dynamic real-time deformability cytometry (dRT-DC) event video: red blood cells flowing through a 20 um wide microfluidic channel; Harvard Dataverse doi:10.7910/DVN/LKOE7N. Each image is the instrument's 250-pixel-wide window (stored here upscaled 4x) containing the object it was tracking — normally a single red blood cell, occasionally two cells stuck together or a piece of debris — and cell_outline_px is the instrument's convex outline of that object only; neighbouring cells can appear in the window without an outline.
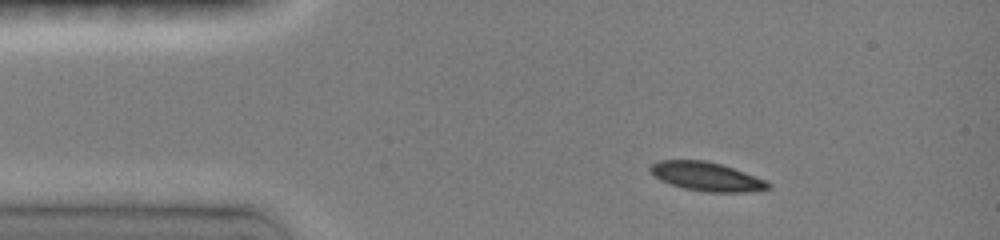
{"species": "common noctule bat (a hibernating species)", "species_latin": "Nyctalus noctula", "temperature_condition": "room temperature", "stored_images_in_passage": 32, "camera_frame_rate_fps": 3000, "um_per_image_px": 0.085, "animal": {"sex": "female", "body_mass_g": 19.0, "forearm_length_mm": 51.5}, "frame": {"image": 1, "passage_image": 1, "time_ms": 0.0, "image_size_px": [1000, 240], "cell_outline_px": [[772, 188], [748, 192], [708, 192], [684, 188], [660, 180], [648, 168], [652, 164], [660, 160], [704, 160], [720, 164], [768, 180], [772, 184]], "centroid_in_image_um": [60.11, 15.01], "position_along_channel_um": 24.9, "area_um2": 19.71}}
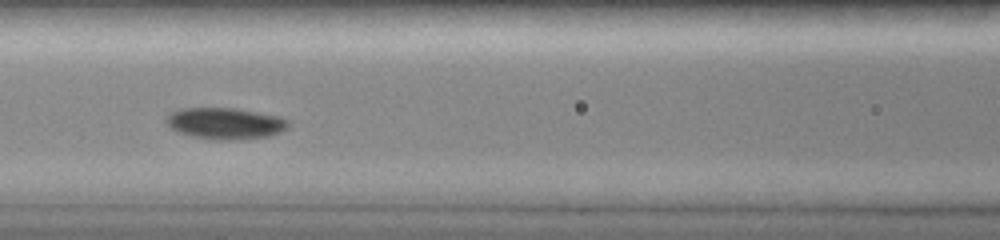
{"frame": {"image": 2, "passage_image": 14, "time_ms": 1671.0, "image_size_px": [1000, 240], "cell_outline_px": [[288, 128], [280, 132], [268, 136], [232, 140], [212, 140], [188, 136], [176, 132], [168, 124], [168, 116], [172, 112], [180, 108], [236, 108], [280, 116], [288, 120]], "centroid_in_image_um": [19.15, 10.49], "position_along_channel_um": 147.4, "area_um2": 22.43}}
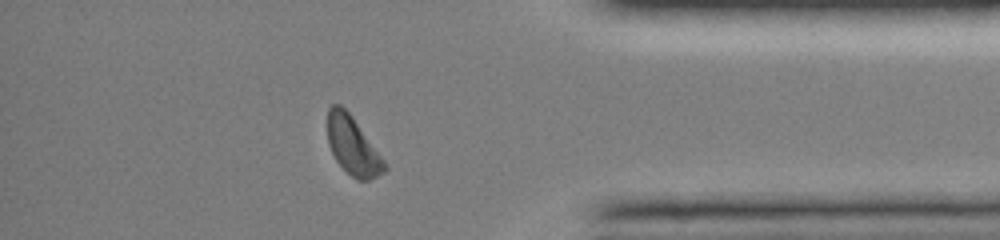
{"frame": {"image": 3, "passage_image": 30, "time_ms": 1677.667, "image_size_px": [1000, 240], "cell_outline_px": [[388, 168], [384, 172], [368, 180], [360, 180], [352, 176], [336, 160], [328, 144], [328, 108], [332, 104], [340, 104], [352, 116], [384, 160]], "centroid_in_image_um": [29.98, 12.38], "position_along_channel_um": 405.2, "area_um2": 18.9}, "authors_computed_cell_mechanics": {"area_um2": 21.2993, "velocity_mm_per_s": 4.0551, "shape_relaxation_time_tau1_ms": 2.4507, "shape_relaxation_time_tau2_ms": null, "deformation_change_tau1": 0.0872, "deformation_change_tau2": null}}